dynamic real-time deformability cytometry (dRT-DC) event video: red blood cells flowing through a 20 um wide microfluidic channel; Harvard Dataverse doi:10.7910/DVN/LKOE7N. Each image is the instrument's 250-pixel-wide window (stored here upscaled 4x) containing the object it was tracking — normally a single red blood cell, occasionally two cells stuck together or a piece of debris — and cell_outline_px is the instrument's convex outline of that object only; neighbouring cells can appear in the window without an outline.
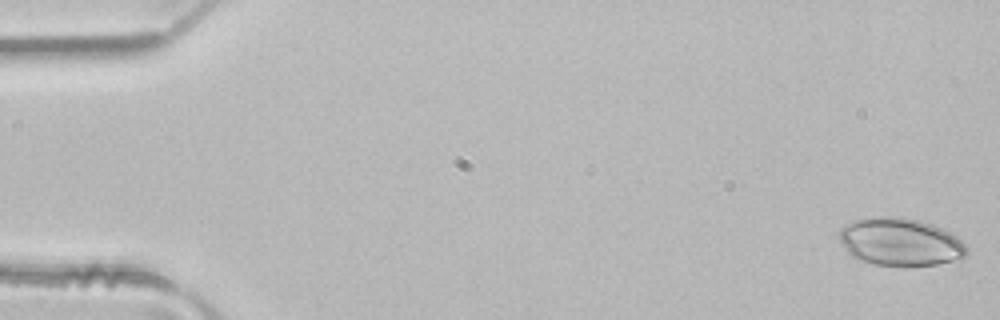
{"species": "common noctule bat (a hibernating species)", "species_latin": "Nyctalus noctula", "temperature_condition": "room temperature", "stored_images_in_passage": 5, "camera_frame_rate_fps": 3000, "um_per_image_px": 0.085, "animal": {"sex": "male", "body_mass_g": 21.5, "forearm_length_mm": 52.0}, "frame": {"image": 1, "passage_image": 1, "time_ms": 0.0, "image_size_px": [1000, 320], "cell_outline_px": [[968, 252], [964, 256], [952, 260], [936, 264], [904, 268], [876, 264], [860, 260], [852, 256], [848, 252], [840, 240], [836, 232], [840, 228], [856, 220], [872, 216], [900, 216], [920, 220], [932, 224], [956, 236], [968, 248]], "centroid_in_image_um": [76.49, 20.57], "position_along_channel_um": 8.5, "area_um2": 35.84}}